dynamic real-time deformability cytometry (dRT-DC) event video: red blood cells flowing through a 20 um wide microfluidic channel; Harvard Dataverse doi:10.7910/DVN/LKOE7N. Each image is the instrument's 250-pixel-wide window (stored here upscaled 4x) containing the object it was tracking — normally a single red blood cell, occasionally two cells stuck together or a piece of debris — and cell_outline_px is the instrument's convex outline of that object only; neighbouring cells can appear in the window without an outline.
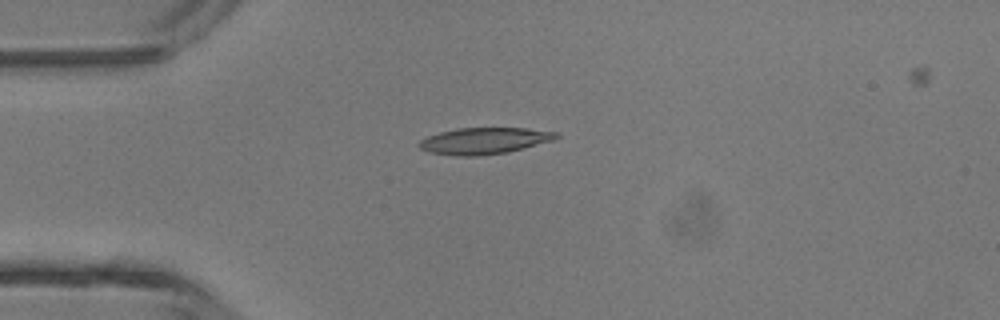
{"species": "common noctule bat (a hibernating species)", "species_latin": "Nyctalus noctula", "temperature_condition": "room temperature", "stored_images_in_passage": 4, "camera_frame_rate_fps": 3000, "um_per_image_px": 0.085, "animal": {"sex": "male", "body_mass_g": 13.3}, "frame": {"image": 1, "passage_image": 3, "time_ms": 2.333, "image_size_px": [1000, 320], "cell_outline_px": [[560, 136], [552, 140], [508, 152], [476, 156], [456, 156], [432, 152], [420, 148], [420, 140], [428, 136], [440, 132], [456, 128], [528, 128], [560, 132]], "centroid_in_image_um": [41.2, 11.96], "position_along_channel_um": 43.8, "area_um2": 20.98}}